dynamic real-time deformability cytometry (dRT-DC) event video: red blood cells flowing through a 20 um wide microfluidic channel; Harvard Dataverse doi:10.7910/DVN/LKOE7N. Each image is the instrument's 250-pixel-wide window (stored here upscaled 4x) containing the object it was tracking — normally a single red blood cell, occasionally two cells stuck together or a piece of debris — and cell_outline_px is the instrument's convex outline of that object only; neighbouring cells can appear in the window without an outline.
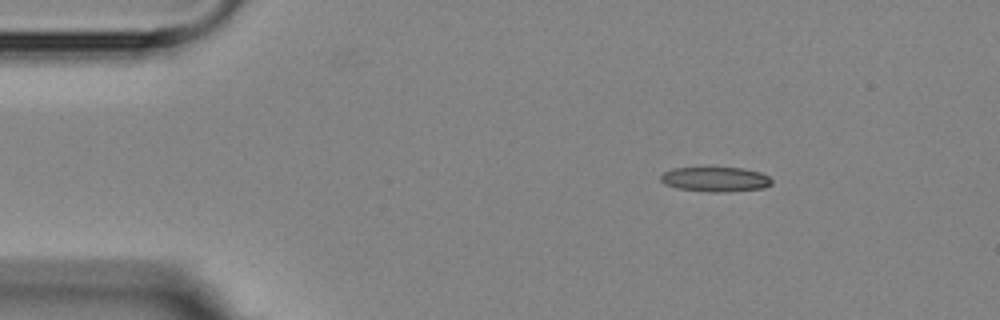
{"species": "Egyptian fruit bat (a non-hibernating species)", "species_latin": "Rousettus aegyptiacus", "temperature_condition": "room temperature", "stored_images_in_passage": 4, "camera_frame_rate_fps": 3000, "um_per_image_px": 0.085, "animal": {"sex": "female"}, "frame": {"image": 1, "passage_image": 2, "time_ms": 1.333, "image_size_px": [1000, 320], "cell_outline_px": [[772, 184], [764, 188], [728, 192], [708, 192], [676, 188], [664, 184], [660, 180], [660, 176], [664, 172], [672, 168], [744, 168], [760, 172], [768, 176], [772, 180]], "centroid_in_image_um": [60.81, 15.25], "position_along_channel_um": 24.2, "area_um2": 16.13}}